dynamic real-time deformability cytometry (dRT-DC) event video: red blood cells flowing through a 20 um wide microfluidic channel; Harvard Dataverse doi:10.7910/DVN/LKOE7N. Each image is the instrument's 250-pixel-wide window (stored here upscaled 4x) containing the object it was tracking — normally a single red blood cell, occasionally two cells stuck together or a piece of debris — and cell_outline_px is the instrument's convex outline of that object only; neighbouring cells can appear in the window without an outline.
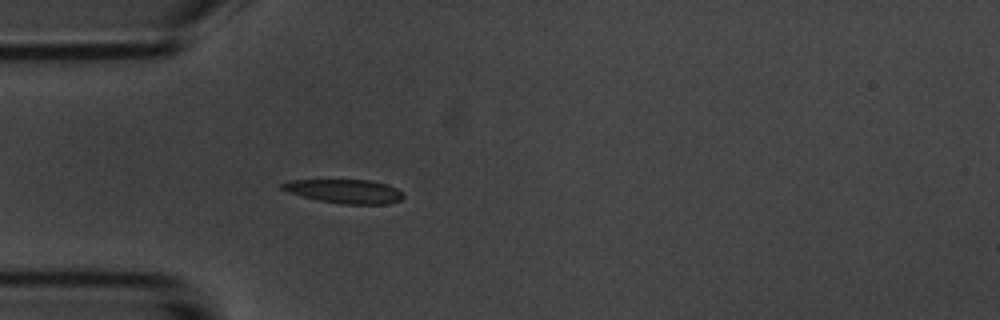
{"species": "common noctule bat (a hibernating species)", "species_latin": "Nyctalus noctula", "temperature_condition": "room temperature", "stored_images_in_passage": 28, "camera_frame_rate_fps": 3000, "um_per_image_px": 0.085, "animal": {"sex": "male", "body_mass_g": 20.1, "forearm_length_mm": 53.5}, "frame": {"image": 1, "passage_image": 5, "time_ms": 1.333, "image_size_px": [1000, 320], "cell_outline_px": [[404, 196], [400, 200], [388, 204], [344, 204], [320, 200], [288, 192], [280, 188], [280, 184], [288, 180], [368, 180], [384, 184], [396, 188]], "centroid_in_image_um": [29.27, 16.25], "position_along_channel_um": 55.7, "area_um2": 16.59}}
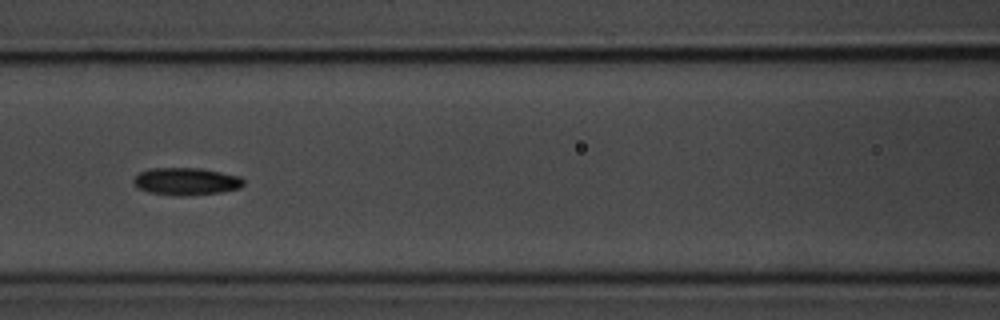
{"frame": {"image": 2, "passage_image": 13, "time_ms": 4.0, "image_size_px": [1000, 320], "cell_outline_px": [[244, 184], [240, 188], [220, 192], [184, 196], [176, 196], [148, 192], [132, 184], [132, 180], [140, 172], [148, 168], [200, 168], [240, 176], [244, 180]], "centroid_in_image_um": [15.81, 15.42], "position_along_channel_um": 150.8, "area_um2": 17.63}}
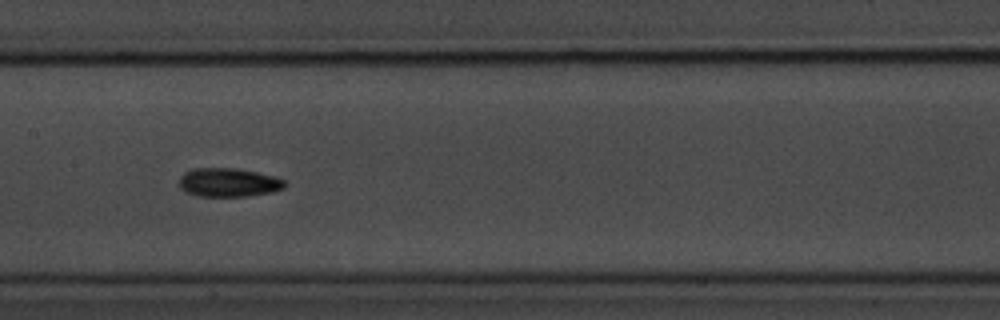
{"frame": {"image": 3, "passage_image": 16, "time_ms": 5.0, "image_size_px": [1000, 320], "cell_outline_px": [[288, 184], [284, 188], [272, 192], [248, 196], [196, 196], [180, 188], [180, 176], [184, 172], [192, 168], [236, 168], [276, 176], [284, 180]], "centroid_in_image_um": [19.45, 15.5], "position_along_channel_um": 188.0, "area_um2": 17.8}}